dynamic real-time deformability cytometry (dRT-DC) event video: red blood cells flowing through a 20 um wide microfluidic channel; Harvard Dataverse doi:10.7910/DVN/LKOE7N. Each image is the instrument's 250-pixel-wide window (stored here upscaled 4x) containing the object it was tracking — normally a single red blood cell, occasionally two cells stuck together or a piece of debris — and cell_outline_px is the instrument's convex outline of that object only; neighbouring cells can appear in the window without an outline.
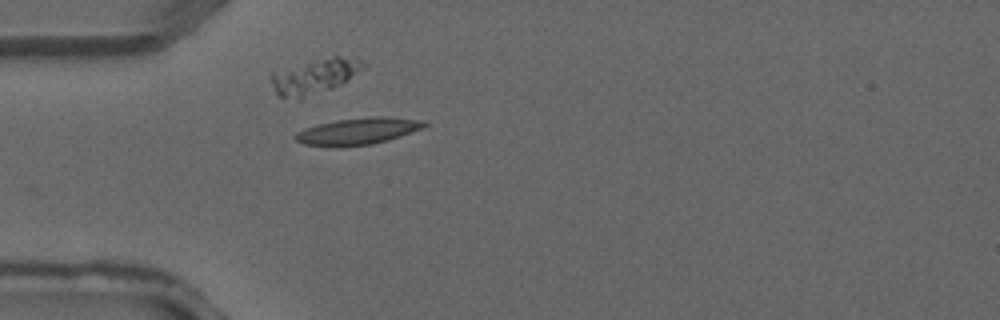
{"species": "common noctule bat (a hibernating species)", "species_latin": "Nyctalus noctula", "temperature_condition": "warm", "stored_images_in_passage": 2, "camera_frame_rate_fps": 3000, "um_per_image_px": 0.085, "animal": {"sex": "male", "forearm_length_mm": 52.5}, "frame": {"image": 1, "passage_image": 2, "time_ms": 0.333, "image_size_px": [1000, 320], "cell_outline_px": [[428, 124], [424, 128], [388, 140], [372, 144], [336, 148], [304, 144], [296, 140], [292, 136], [296, 132], [304, 128], [336, 120], [368, 116], [384, 116], [424, 120]], "centroid_in_image_um": [30.41, 11.16], "position_along_channel_um": 54.6, "area_um2": 20.46}}